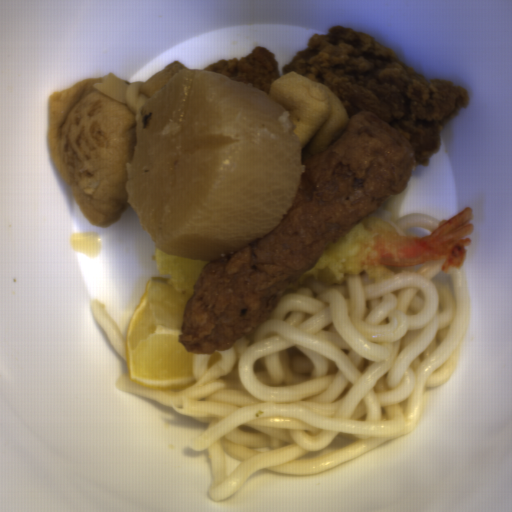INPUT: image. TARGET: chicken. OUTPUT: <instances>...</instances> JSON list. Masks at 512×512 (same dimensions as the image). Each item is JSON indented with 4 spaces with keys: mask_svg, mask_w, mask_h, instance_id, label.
<instances>
[{
    "mask_svg": "<svg viewBox=\"0 0 512 512\" xmlns=\"http://www.w3.org/2000/svg\"><path fill=\"white\" fill-rule=\"evenodd\" d=\"M281 72L326 86L345 107L349 121L360 111L376 114L409 142L416 169L427 166L441 148L443 128L471 104L467 87L428 78L368 34L346 26L311 34Z\"/></svg>",
    "mask_w": 512,
    "mask_h": 512,
    "instance_id": "ae283196",
    "label": "chicken"
},
{
    "mask_svg": "<svg viewBox=\"0 0 512 512\" xmlns=\"http://www.w3.org/2000/svg\"><path fill=\"white\" fill-rule=\"evenodd\" d=\"M235 81L247 82L270 96L272 84L281 78L279 64L272 50L257 46L243 58L214 60L203 68Z\"/></svg>",
    "mask_w": 512,
    "mask_h": 512,
    "instance_id": "52989762",
    "label": "chicken"
}]
</instances>
